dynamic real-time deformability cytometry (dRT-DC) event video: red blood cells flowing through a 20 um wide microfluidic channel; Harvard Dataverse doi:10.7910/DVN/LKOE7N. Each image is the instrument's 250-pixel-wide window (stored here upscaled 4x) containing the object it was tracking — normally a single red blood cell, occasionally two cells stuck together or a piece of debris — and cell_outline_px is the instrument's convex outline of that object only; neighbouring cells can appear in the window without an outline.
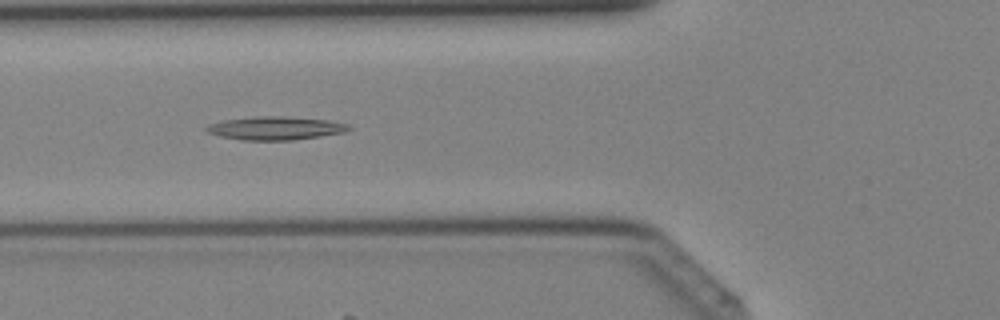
{"species": "Egyptian fruit bat (a non-hibernating species)", "species_latin": "Rousettus aegyptiacus", "temperature_condition": "cold", "stored_images_in_passage": 41, "segment_of_instrument_passage": [1, 2], "camera_frame_rate_fps": 3000, "um_per_image_px": 0.085, "animal": {"sex": "female"}, "frame": {"image": 1, "passage_image": 16, "time_ms": 5.0, "image_size_px": [1000, 320], "cell_outline_px": [[352, 128], [344, 132], [320, 136], [292, 140], [244, 140], [220, 136], [208, 132], [204, 128], [208, 124], [224, 120], [264, 116], [280, 116], [328, 120], [348, 124]], "centroid_in_image_um": [23.41, 10.9], "position_along_channel_um": 102.4, "area_um2": 19.07}}
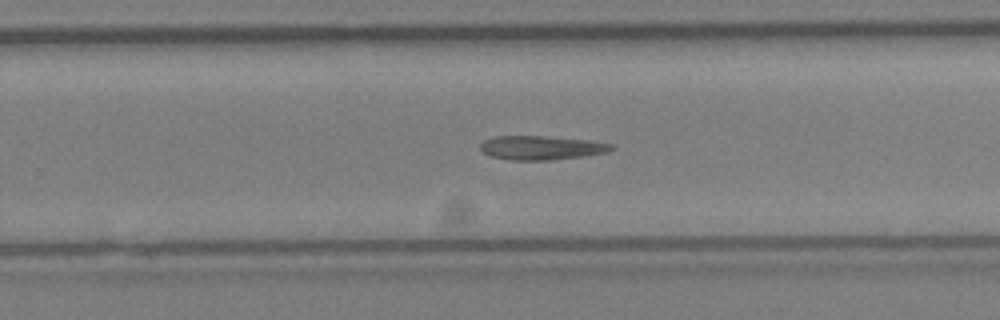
{"frame": {"image": 2, "passage_image": 27, "time_ms": 8.667, "image_size_px": [1000, 320], "cell_outline_px": [[616, 148], [608, 152], [584, 156], [548, 160], [508, 160], [492, 156], [484, 152], [480, 148], [480, 144], [484, 140], [492, 136], [544, 136], [592, 140], [612, 144]], "centroid_in_image_um": [46.04, 12.55], "position_along_channel_um": 283.8, "area_um2": 18.44}}
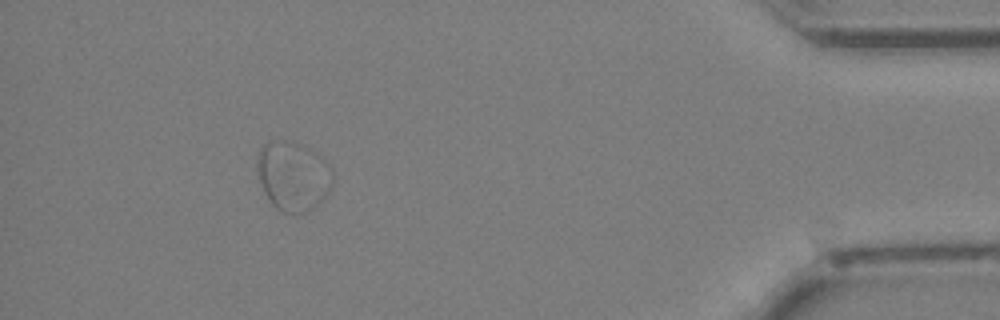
{"frame": {"image": 3, "passage_image": 38, "time_ms": 12.333, "image_size_px": [1000, 320], "cell_outline_px": [[332, 184], [328, 192], [308, 212], [284, 212], [276, 208], [268, 200], [264, 192], [260, 180], [256, 164], [256, 156], [260, 148], [264, 144], [272, 140], [288, 140], [300, 144], [308, 148], [320, 156], [332, 168]], "centroid_in_image_um": [24.88, 14.93], "position_along_channel_um": 410.3, "area_um2": 30.35}}